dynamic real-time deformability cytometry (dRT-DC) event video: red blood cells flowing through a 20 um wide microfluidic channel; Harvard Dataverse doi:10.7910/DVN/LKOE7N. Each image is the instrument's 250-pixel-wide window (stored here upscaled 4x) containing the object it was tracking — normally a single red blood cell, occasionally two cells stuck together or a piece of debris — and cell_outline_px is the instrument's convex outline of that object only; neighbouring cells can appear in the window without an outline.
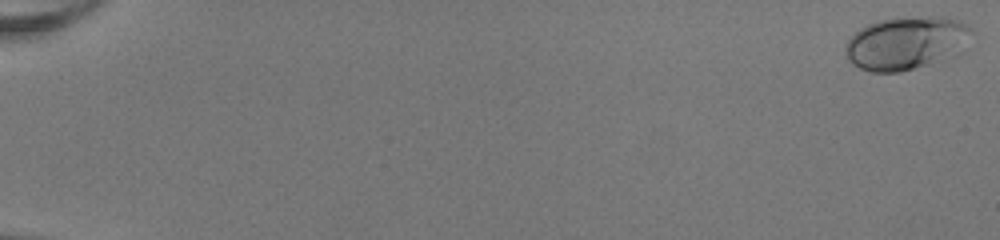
{"species": "human", "species_latin": "Homo sapiens", "temperature_condition": "room temperature", "stored_images_in_passage": 52, "camera_frame_rate_fps": 3000, "um_per_image_px": 0.085, "donor": {"sex": "female"}, "frame": {"image": 1, "passage_image": 1, "time_ms": 0.0, "image_size_px": [1000, 240], "cell_outline_px": [[972, 28], [952, 56], [944, 64], [900, 72], [872, 72], [860, 68], [852, 64], [848, 60], [844, 48], [848, 40], [860, 28], [868, 24], [880, 20], [928, 16], [940, 16], [956, 20]], "centroid_in_image_um": [76.97, 3.71], "position_along_channel_um": 8.0, "area_um2": 38.84}}
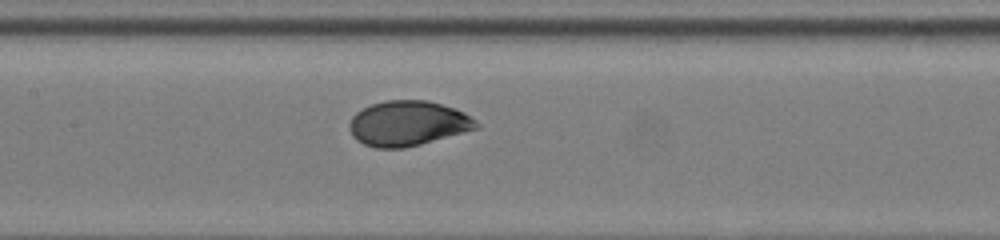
{"frame": {"image": 2, "passage_image": 28, "time_ms": 9.0, "image_size_px": [1000, 240], "cell_outline_px": [[480, 128], [420, 144], [404, 148], [376, 148], [364, 144], [356, 140], [352, 136], [348, 124], [352, 116], [356, 112], [372, 104], [384, 100], [428, 100], [464, 112], [476, 120], [480, 124]], "centroid_in_image_um": [34.66, 10.49], "position_along_channel_um": 172.7, "area_um2": 33.35}}
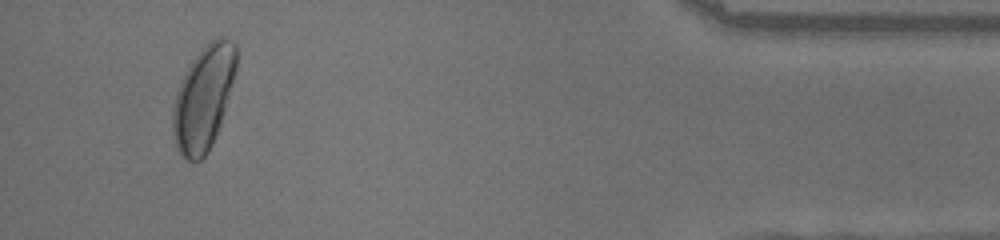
{"frame": {"image": 3, "passage_image": 50, "time_ms": 16.333, "image_size_px": [1000, 240], "cell_outline_px": [[236, 68], [220, 124], [212, 144], [208, 152], [200, 160], [188, 160], [180, 152], [176, 144], [172, 132], [172, 112], [176, 92], [192, 60], [216, 36], [220, 36], [232, 40], [236, 44]], "centroid_in_image_um": [17.29, 8.33], "position_along_channel_um": 417.9, "area_um2": 37.69}, "authors_computed_cell_mechanics": {"area_um2": 33.5818, "velocity_mm_per_s": 4.0792, "shape_relaxation_time_tau1_ms": 3.879, "shape_relaxation_time_tau2_ms": null, "deformation_change_tau1": 0.157, "deformation_change_tau2": null}}